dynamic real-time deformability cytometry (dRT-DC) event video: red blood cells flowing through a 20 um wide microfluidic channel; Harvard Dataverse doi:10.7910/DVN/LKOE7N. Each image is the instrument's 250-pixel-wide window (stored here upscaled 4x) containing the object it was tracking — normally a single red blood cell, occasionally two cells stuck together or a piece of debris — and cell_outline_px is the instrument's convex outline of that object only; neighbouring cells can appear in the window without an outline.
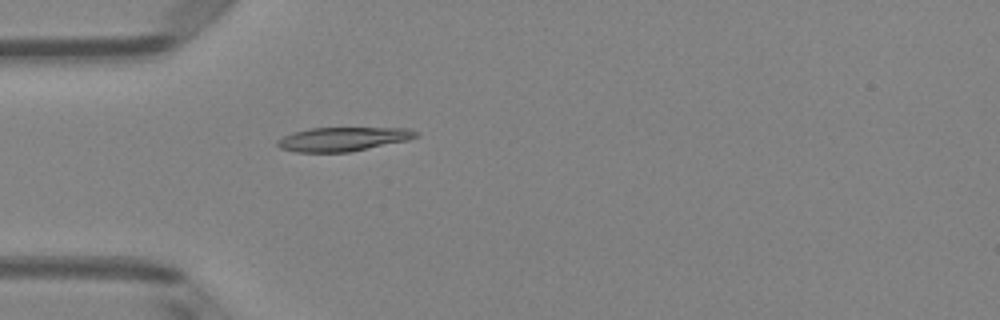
{"species": "Egyptian fruit bat (a non-hibernating species)", "species_latin": "Rousettus aegyptiacus", "temperature_condition": "room temperature", "stored_images_in_passage": 3, "camera_frame_rate_fps": 3000, "um_per_image_px": 0.085, "animal": {"sex": "female"}, "frame": {"image": 1, "passage_image": 3, "time_ms": 0.667, "image_size_px": [1000, 320], "cell_outline_px": [[416, 136], [408, 140], [348, 152], [296, 152], [280, 148], [276, 144], [276, 140], [292, 132], [312, 128], [408, 128], [416, 132]], "centroid_in_image_um": [29.09, 11.82], "position_along_channel_um": 55.9, "area_um2": 19.13}}